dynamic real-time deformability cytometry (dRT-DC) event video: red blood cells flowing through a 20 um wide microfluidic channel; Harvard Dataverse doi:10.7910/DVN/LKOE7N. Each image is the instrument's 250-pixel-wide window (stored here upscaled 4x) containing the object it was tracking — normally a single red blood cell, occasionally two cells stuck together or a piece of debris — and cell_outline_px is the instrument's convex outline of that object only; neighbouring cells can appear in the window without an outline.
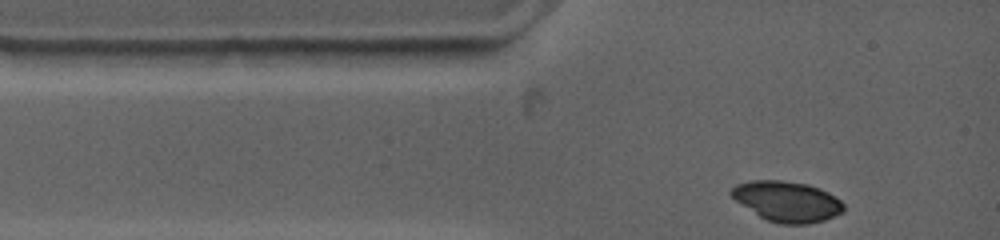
{"species": "common noctule bat (a hibernating species)", "species_latin": "Nyctalus noctula", "temperature_condition": "warm", "stored_images_in_passage": 10, "camera_frame_rate_fps": 4500, "um_per_image_px": 0.085, "animal": {"sex": "female", "body_mass_g": 19.0, "forearm_length_mm": 53.3}, "frame": {"image": 1, "passage_image": 1, "time_ms": 0.0, "image_size_px": [1000, 240], "cell_outline_px": [[844, 212], [824, 220], [808, 224], [780, 224], [768, 220], [760, 216], [736, 200], [728, 192], [736, 184], [752, 180], [780, 180], [808, 184], [820, 188], [828, 192], [840, 200], [844, 204]], "centroid_in_image_um": [66.92, 17.11], "position_along_channel_um": 18.1, "area_um2": 26.36}}
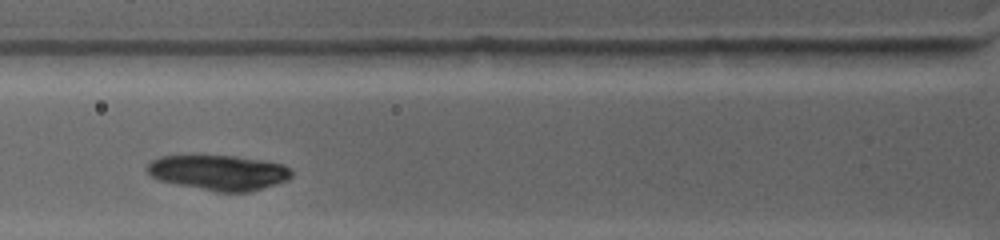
{"frame": {"image": 2, "passage_image": 6, "time_ms": 2.889, "image_size_px": [1000, 240], "cell_outline_px": [[292, 176], [288, 180], [276, 184], [248, 192], [216, 192], [176, 184], [160, 180], [152, 176], [148, 172], [148, 164], [152, 160], [164, 156], [232, 156], [264, 160], [284, 164], [292, 168]], "centroid_in_image_um": [18.66, 14.67], "position_along_channel_um": 107.1, "area_um2": 29.48}}
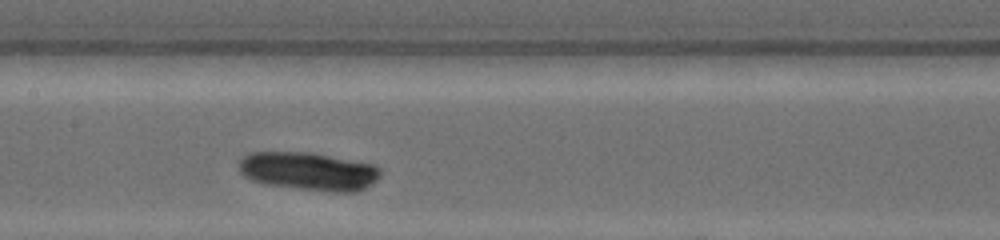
{"frame": {"image": 3, "passage_image": 10, "time_ms": 4.889, "image_size_px": [1000, 240], "cell_outline_px": [[380, 176], [372, 184], [356, 192], [328, 192], [264, 184], [252, 180], [244, 176], [240, 172], [240, 160], [244, 156], [252, 152], [296, 152], [324, 156], [372, 164], [380, 168]], "centroid_in_image_um": [26.22, 14.59], "position_along_channel_um": 181.2, "area_um2": 30.98}}